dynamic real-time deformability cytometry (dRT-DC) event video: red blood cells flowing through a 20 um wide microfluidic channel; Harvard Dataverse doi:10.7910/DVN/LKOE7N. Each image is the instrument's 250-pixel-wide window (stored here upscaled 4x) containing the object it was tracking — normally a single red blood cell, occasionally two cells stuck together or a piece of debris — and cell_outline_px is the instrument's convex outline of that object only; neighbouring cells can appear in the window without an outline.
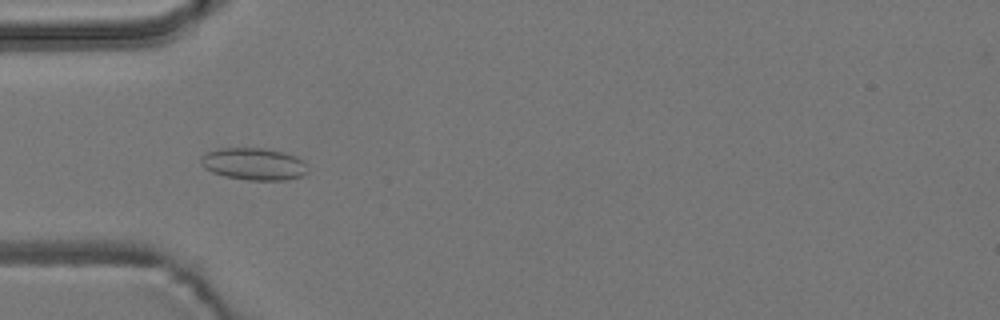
{"species": "common noctule bat (a hibernating species)", "species_latin": "Nyctalus noctula", "temperature_condition": "room temperature", "stored_images_in_passage": 56, "camera_frame_rate_fps": 3000, "um_per_image_px": 0.085, "animal": {"sex": "male", "body_mass_g": 19.2, "forearm_length_mm": 51.8}, "frame": {"image": 1, "passage_image": 18, "time_ms": 5.667, "image_size_px": [1000, 320], "cell_outline_px": [[308, 172], [304, 176], [284, 180], [248, 180], [224, 176], [212, 172], [204, 168], [200, 164], [200, 156], [204, 152], [220, 148], [264, 148], [284, 152], [296, 156], [304, 160], [308, 168]], "centroid_in_image_um": [21.57, 13.93], "position_along_channel_um": 63.4, "area_um2": 20.4}}
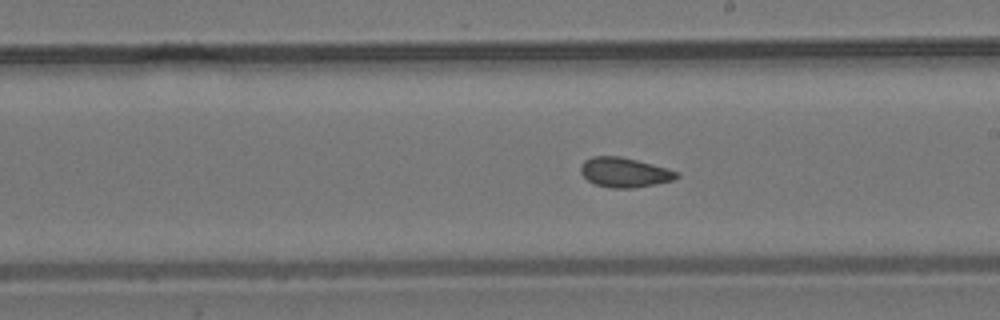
{"frame": {"image": 2, "passage_image": 32, "time_ms": 10.333, "image_size_px": [1000, 320], "cell_outline_px": [[680, 176], [672, 180], [656, 184], [632, 188], [612, 188], [596, 184], [588, 180], [580, 172], [580, 164], [584, 160], [592, 156], [620, 156], [652, 164], [676, 172]], "centroid_in_image_um": [53.03, 14.65], "position_along_channel_um": 236.0, "area_um2": 16.42}}
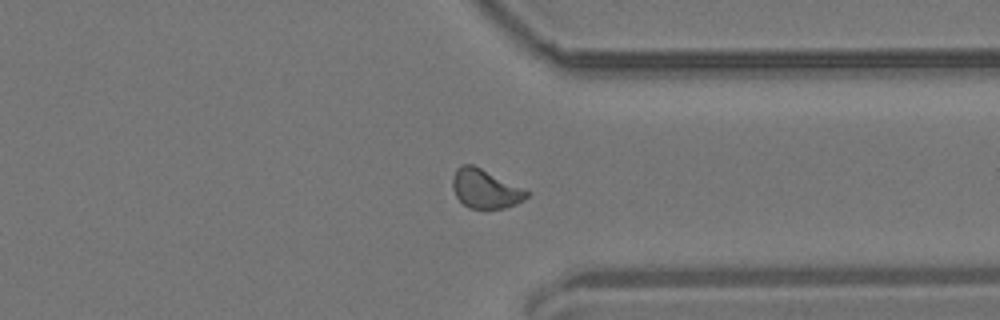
{"frame": {"image": 3, "passage_image": 43, "time_ms": 14.0, "image_size_px": [1000, 320], "cell_outline_px": [[528, 196], [524, 200], [516, 204], [504, 208], [484, 212], [468, 208], [456, 196], [452, 188], [452, 176], [456, 168], [460, 164], [472, 164], [528, 192]], "centroid_in_image_um": [41.18, 16.1], "position_along_channel_um": 370.2, "area_um2": 16.94}, "authors_computed_cell_mechanics": {"area_um2": 16.762, "velocity_mm_per_s": 3.7104, "shape_relaxation_time_tau1_ms": null, "shape_relaxation_time_tau2_ms": 2.6416, "deformation_change_tau1": null, "deformation_change_tau2": 0.0814}}